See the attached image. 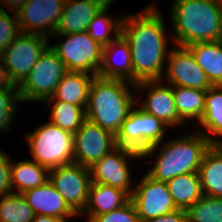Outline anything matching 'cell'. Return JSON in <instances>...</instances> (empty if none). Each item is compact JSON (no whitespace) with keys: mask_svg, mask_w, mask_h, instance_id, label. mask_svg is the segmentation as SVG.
I'll return each instance as SVG.
<instances>
[{"mask_svg":"<svg viewBox=\"0 0 222 222\" xmlns=\"http://www.w3.org/2000/svg\"><path fill=\"white\" fill-rule=\"evenodd\" d=\"M146 222H188L187 211L183 209H176Z\"/></svg>","mask_w":222,"mask_h":222,"instance_id":"d590c367","label":"cell"},{"mask_svg":"<svg viewBox=\"0 0 222 222\" xmlns=\"http://www.w3.org/2000/svg\"><path fill=\"white\" fill-rule=\"evenodd\" d=\"M49 181L77 216L84 211L91 184L89 168L74 162L55 167L49 169Z\"/></svg>","mask_w":222,"mask_h":222,"instance_id":"30bf717a","label":"cell"},{"mask_svg":"<svg viewBox=\"0 0 222 222\" xmlns=\"http://www.w3.org/2000/svg\"><path fill=\"white\" fill-rule=\"evenodd\" d=\"M56 38L67 37L64 42L50 46L65 63L68 71L98 75L102 62L103 47L94 41L87 31L71 34H53Z\"/></svg>","mask_w":222,"mask_h":222,"instance_id":"ba28073f","label":"cell"},{"mask_svg":"<svg viewBox=\"0 0 222 222\" xmlns=\"http://www.w3.org/2000/svg\"><path fill=\"white\" fill-rule=\"evenodd\" d=\"M111 0H65L54 34H71L87 30L95 15Z\"/></svg>","mask_w":222,"mask_h":222,"instance_id":"e0dca14e","label":"cell"},{"mask_svg":"<svg viewBox=\"0 0 222 222\" xmlns=\"http://www.w3.org/2000/svg\"><path fill=\"white\" fill-rule=\"evenodd\" d=\"M115 0H111L106 6H104L88 24L87 32L90 37L98 42L102 47L109 45L111 42H114L121 33V19H113L107 17V12L110 9V6ZM106 14V15H105ZM113 33V36H110V33ZM113 37V38H112Z\"/></svg>","mask_w":222,"mask_h":222,"instance_id":"f1b7e54d","label":"cell"},{"mask_svg":"<svg viewBox=\"0 0 222 222\" xmlns=\"http://www.w3.org/2000/svg\"><path fill=\"white\" fill-rule=\"evenodd\" d=\"M204 195L222 198V144H212L199 167Z\"/></svg>","mask_w":222,"mask_h":222,"instance_id":"7402d4cb","label":"cell"},{"mask_svg":"<svg viewBox=\"0 0 222 222\" xmlns=\"http://www.w3.org/2000/svg\"><path fill=\"white\" fill-rule=\"evenodd\" d=\"M4 4L3 6L7 8V10L12 13H18V11L22 8V6L28 1V0H0V2Z\"/></svg>","mask_w":222,"mask_h":222,"instance_id":"74e56055","label":"cell"},{"mask_svg":"<svg viewBox=\"0 0 222 222\" xmlns=\"http://www.w3.org/2000/svg\"><path fill=\"white\" fill-rule=\"evenodd\" d=\"M142 158L141 154L125 147L117 146L102 159L98 160L92 167L91 182L116 187L132 195L131 173L128 166V158Z\"/></svg>","mask_w":222,"mask_h":222,"instance_id":"4fadbf2b","label":"cell"},{"mask_svg":"<svg viewBox=\"0 0 222 222\" xmlns=\"http://www.w3.org/2000/svg\"><path fill=\"white\" fill-rule=\"evenodd\" d=\"M162 80L142 81L135 84V91L147 88L146 101L138 103L140 108L163 121L170 128L186 124L178 115L172 85L163 84Z\"/></svg>","mask_w":222,"mask_h":222,"instance_id":"2e32d148","label":"cell"},{"mask_svg":"<svg viewBox=\"0 0 222 222\" xmlns=\"http://www.w3.org/2000/svg\"><path fill=\"white\" fill-rule=\"evenodd\" d=\"M67 72L65 63L49 45L26 78L17 86L21 102H45L54 95L57 85Z\"/></svg>","mask_w":222,"mask_h":222,"instance_id":"52a82bcc","label":"cell"},{"mask_svg":"<svg viewBox=\"0 0 222 222\" xmlns=\"http://www.w3.org/2000/svg\"><path fill=\"white\" fill-rule=\"evenodd\" d=\"M130 200L136 208L140 222H146L177 209L166 182L155 180L147 173L141 177L137 186H134Z\"/></svg>","mask_w":222,"mask_h":222,"instance_id":"7c38bea8","label":"cell"},{"mask_svg":"<svg viewBox=\"0 0 222 222\" xmlns=\"http://www.w3.org/2000/svg\"><path fill=\"white\" fill-rule=\"evenodd\" d=\"M32 158L52 169L74 161V138L71 132L48 121L25 135Z\"/></svg>","mask_w":222,"mask_h":222,"instance_id":"5b68a950","label":"cell"},{"mask_svg":"<svg viewBox=\"0 0 222 222\" xmlns=\"http://www.w3.org/2000/svg\"><path fill=\"white\" fill-rule=\"evenodd\" d=\"M95 75L68 71L60 80L54 95L46 100H60L81 107H87L89 90Z\"/></svg>","mask_w":222,"mask_h":222,"instance_id":"44dd1931","label":"cell"},{"mask_svg":"<svg viewBox=\"0 0 222 222\" xmlns=\"http://www.w3.org/2000/svg\"><path fill=\"white\" fill-rule=\"evenodd\" d=\"M211 145L201 130L181 138L169 139L162 144V149L155 156V163L147 174L155 180L168 182L178 175L198 173L202 159Z\"/></svg>","mask_w":222,"mask_h":222,"instance_id":"277c9868","label":"cell"},{"mask_svg":"<svg viewBox=\"0 0 222 222\" xmlns=\"http://www.w3.org/2000/svg\"><path fill=\"white\" fill-rule=\"evenodd\" d=\"M199 124L208 132L202 134L212 144H222L219 140L222 136V85L212 86L206 91L205 111Z\"/></svg>","mask_w":222,"mask_h":222,"instance_id":"484cf974","label":"cell"},{"mask_svg":"<svg viewBox=\"0 0 222 222\" xmlns=\"http://www.w3.org/2000/svg\"><path fill=\"white\" fill-rule=\"evenodd\" d=\"M170 17L175 46L222 40V4L218 0H174Z\"/></svg>","mask_w":222,"mask_h":222,"instance_id":"7a4b0ae2","label":"cell"},{"mask_svg":"<svg viewBox=\"0 0 222 222\" xmlns=\"http://www.w3.org/2000/svg\"><path fill=\"white\" fill-rule=\"evenodd\" d=\"M35 215L72 218L77 215L48 180L44 184L22 193Z\"/></svg>","mask_w":222,"mask_h":222,"instance_id":"ac0fdd59","label":"cell"},{"mask_svg":"<svg viewBox=\"0 0 222 222\" xmlns=\"http://www.w3.org/2000/svg\"><path fill=\"white\" fill-rule=\"evenodd\" d=\"M165 72L163 78L168 85L204 91L213 86L205 72L196 63L191 51L184 46L177 45L175 49L168 52Z\"/></svg>","mask_w":222,"mask_h":222,"instance_id":"5bb4252c","label":"cell"},{"mask_svg":"<svg viewBox=\"0 0 222 222\" xmlns=\"http://www.w3.org/2000/svg\"><path fill=\"white\" fill-rule=\"evenodd\" d=\"M11 186L16 193H24L36 188L49 180V169L34 160L11 161Z\"/></svg>","mask_w":222,"mask_h":222,"instance_id":"cb8c5ba5","label":"cell"},{"mask_svg":"<svg viewBox=\"0 0 222 222\" xmlns=\"http://www.w3.org/2000/svg\"><path fill=\"white\" fill-rule=\"evenodd\" d=\"M130 200V196L122 189L91 182L88 202L81 214L97 216L109 213L122 207Z\"/></svg>","mask_w":222,"mask_h":222,"instance_id":"ffe728a7","label":"cell"},{"mask_svg":"<svg viewBox=\"0 0 222 222\" xmlns=\"http://www.w3.org/2000/svg\"><path fill=\"white\" fill-rule=\"evenodd\" d=\"M175 107L179 117L186 123V120L202 119L205 111L206 91L183 86H172Z\"/></svg>","mask_w":222,"mask_h":222,"instance_id":"4316f807","label":"cell"},{"mask_svg":"<svg viewBox=\"0 0 222 222\" xmlns=\"http://www.w3.org/2000/svg\"><path fill=\"white\" fill-rule=\"evenodd\" d=\"M12 17L0 6V55L21 33L17 13Z\"/></svg>","mask_w":222,"mask_h":222,"instance_id":"d6a6232c","label":"cell"},{"mask_svg":"<svg viewBox=\"0 0 222 222\" xmlns=\"http://www.w3.org/2000/svg\"><path fill=\"white\" fill-rule=\"evenodd\" d=\"M0 89H17V86L10 80L8 72L0 57Z\"/></svg>","mask_w":222,"mask_h":222,"instance_id":"8d00e7d4","label":"cell"},{"mask_svg":"<svg viewBox=\"0 0 222 222\" xmlns=\"http://www.w3.org/2000/svg\"><path fill=\"white\" fill-rule=\"evenodd\" d=\"M187 48L213 86L222 85V40L196 42Z\"/></svg>","mask_w":222,"mask_h":222,"instance_id":"603a6c76","label":"cell"},{"mask_svg":"<svg viewBox=\"0 0 222 222\" xmlns=\"http://www.w3.org/2000/svg\"><path fill=\"white\" fill-rule=\"evenodd\" d=\"M133 108L115 136L116 145L132 149L146 157L163 143L165 130L169 126L140 107L135 108L134 105Z\"/></svg>","mask_w":222,"mask_h":222,"instance_id":"8992f818","label":"cell"},{"mask_svg":"<svg viewBox=\"0 0 222 222\" xmlns=\"http://www.w3.org/2000/svg\"><path fill=\"white\" fill-rule=\"evenodd\" d=\"M166 184L177 209L187 210L204 195L199 173L178 175Z\"/></svg>","mask_w":222,"mask_h":222,"instance_id":"d4e9b609","label":"cell"},{"mask_svg":"<svg viewBox=\"0 0 222 222\" xmlns=\"http://www.w3.org/2000/svg\"><path fill=\"white\" fill-rule=\"evenodd\" d=\"M147 7L138 14L122 17L120 35L130 47L134 84L163 80L169 52L163 17L155 5Z\"/></svg>","mask_w":222,"mask_h":222,"instance_id":"6da1fadb","label":"cell"},{"mask_svg":"<svg viewBox=\"0 0 222 222\" xmlns=\"http://www.w3.org/2000/svg\"><path fill=\"white\" fill-rule=\"evenodd\" d=\"M186 211L188 222H222V198L203 195Z\"/></svg>","mask_w":222,"mask_h":222,"instance_id":"4dcf8cb0","label":"cell"},{"mask_svg":"<svg viewBox=\"0 0 222 222\" xmlns=\"http://www.w3.org/2000/svg\"><path fill=\"white\" fill-rule=\"evenodd\" d=\"M48 44V38L43 35L21 32L1 53L0 57L15 86L26 78Z\"/></svg>","mask_w":222,"mask_h":222,"instance_id":"9c48e42d","label":"cell"},{"mask_svg":"<svg viewBox=\"0 0 222 222\" xmlns=\"http://www.w3.org/2000/svg\"><path fill=\"white\" fill-rule=\"evenodd\" d=\"M87 219V222H140L131 200L116 210L102 215L88 216Z\"/></svg>","mask_w":222,"mask_h":222,"instance_id":"836d02e7","label":"cell"},{"mask_svg":"<svg viewBox=\"0 0 222 222\" xmlns=\"http://www.w3.org/2000/svg\"><path fill=\"white\" fill-rule=\"evenodd\" d=\"M73 138V162L87 168L117 147L115 135L88 119L73 134Z\"/></svg>","mask_w":222,"mask_h":222,"instance_id":"8fae6325","label":"cell"},{"mask_svg":"<svg viewBox=\"0 0 222 222\" xmlns=\"http://www.w3.org/2000/svg\"><path fill=\"white\" fill-rule=\"evenodd\" d=\"M69 218L52 217L45 215H35L32 222H68Z\"/></svg>","mask_w":222,"mask_h":222,"instance_id":"f35d334b","label":"cell"},{"mask_svg":"<svg viewBox=\"0 0 222 222\" xmlns=\"http://www.w3.org/2000/svg\"><path fill=\"white\" fill-rule=\"evenodd\" d=\"M34 217L22 193L11 192L0 198V222H32Z\"/></svg>","mask_w":222,"mask_h":222,"instance_id":"f546056e","label":"cell"},{"mask_svg":"<svg viewBox=\"0 0 222 222\" xmlns=\"http://www.w3.org/2000/svg\"><path fill=\"white\" fill-rule=\"evenodd\" d=\"M65 0H28L18 11L22 33L53 35L59 23Z\"/></svg>","mask_w":222,"mask_h":222,"instance_id":"9a60e30c","label":"cell"},{"mask_svg":"<svg viewBox=\"0 0 222 222\" xmlns=\"http://www.w3.org/2000/svg\"><path fill=\"white\" fill-rule=\"evenodd\" d=\"M128 85L135 89V84L127 80L95 76L89 90L87 119L116 136L138 103Z\"/></svg>","mask_w":222,"mask_h":222,"instance_id":"3957f363","label":"cell"},{"mask_svg":"<svg viewBox=\"0 0 222 222\" xmlns=\"http://www.w3.org/2000/svg\"><path fill=\"white\" fill-rule=\"evenodd\" d=\"M2 150H0V197L12 191L11 186V160Z\"/></svg>","mask_w":222,"mask_h":222,"instance_id":"e575fe53","label":"cell"},{"mask_svg":"<svg viewBox=\"0 0 222 222\" xmlns=\"http://www.w3.org/2000/svg\"><path fill=\"white\" fill-rule=\"evenodd\" d=\"M53 104L50 122L74 134L87 119L86 108L60 100H45Z\"/></svg>","mask_w":222,"mask_h":222,"instance_id":"83f0119b","label":"cell"},{"mask_svg":"<svg viewBox=\"0 0 222 222\" xmlns=\"http://www.w3.org/2000/svg\"><path fill=\"white\" fill-rule=\"evenodd\" d=\"M116 56L117 59L114 58ZM98 76L123 79L133 83L130 47L121 35L114 42L103 47Z\"/></svg>","mask_w":222,"mask_h":222,"instance_id":"d6986e66","label":"cell"},{"mask_svg":"<svg viewBox=\"0 0 222 222\" xmlns=\"http://www.w3.org/2000/svg\"><path fill=\"white\" fill-rule=\"evenodd\" d=\"M18 103V89H0V131L10 130Z\"/></svg>","mask_w":222,"mask_h":222,"instance_id":"1f68e13d","label":"cell"}]
</instances>
